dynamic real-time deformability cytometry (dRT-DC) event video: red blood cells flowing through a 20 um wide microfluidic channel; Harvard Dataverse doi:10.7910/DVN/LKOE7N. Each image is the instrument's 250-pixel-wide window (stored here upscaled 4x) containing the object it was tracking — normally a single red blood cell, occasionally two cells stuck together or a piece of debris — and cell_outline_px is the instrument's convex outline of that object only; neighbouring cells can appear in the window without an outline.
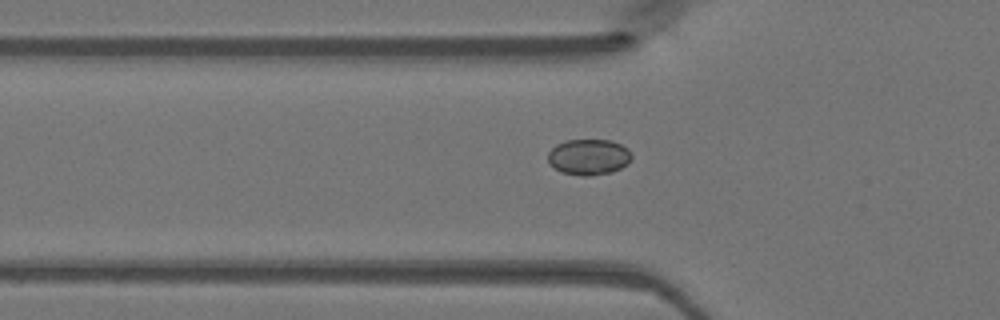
{"species": "Egyptian fruit bat (a non-hibernating species)", "species_latin": "Rousettus aegyptiacus", "temperature_condition": "warm", "stored_images_in_passage": 42, "camera_frame_rate_fps": 3000, "um_per_image_px": 0.085, "animal": {"sex": "female"}, "frame": {"image": 1, "passage_image": 16, "time_ms": 5.0, "image_size_px": [1000, 320], "cell_outline_px": [[632, 156], [628, 164], [612, 172], [588, 176], [584, 176], [560, 172], [548, 164], [548, 152], [556, 144], [568, 140], [612, 140], [628, 148]], "centroid_in_image_um": [50.03, 13.34], "position_along_channel_um": 75.8, "area_um2": 17.63}}
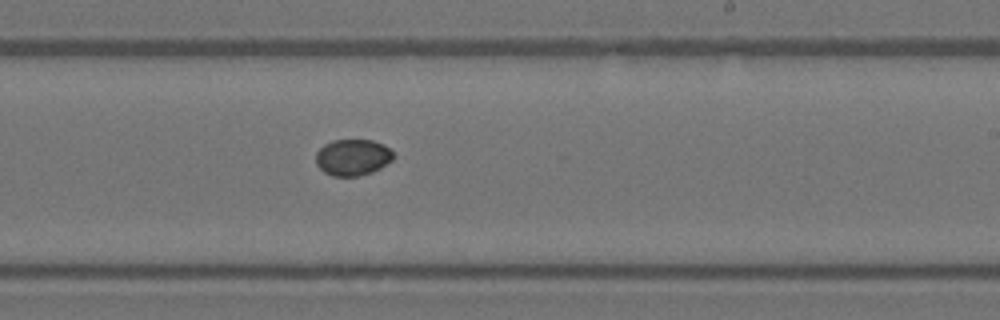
{"frame": {"image": 2, "passage_image": 29, "time_ms": 9.333, "image_size_px": [1000, 320], "cell_outline_px": [[396, 156], [392, 160], [380, 168], [372, 172], [356, 176], [332, 176], [324, 172], [316, 164], [316, 152], [324, 144], [332, 140], [372, 140], [384, 144]], "centroid_in_image_um": [29.97, 13.37], "position_along_channel_um": 259.0, "area_um2": 16.47}}
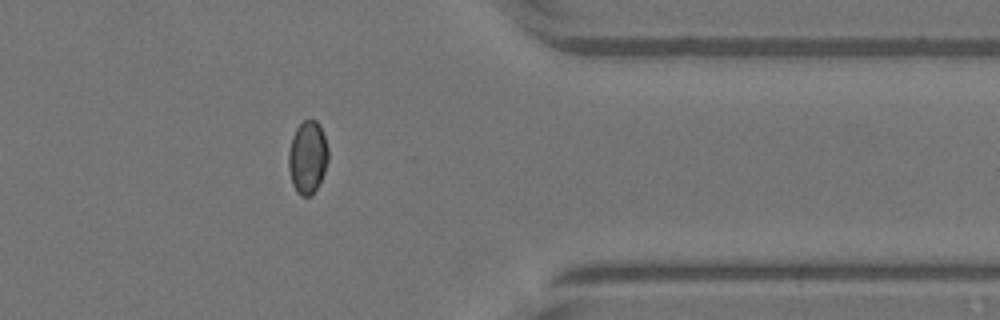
{"frame": {"image": 3, "passage_image": 39, "time_ms": 12.667, "image_size_px": [1000, 320], "cell_outline_px": [[328, 160], [324, 172], [312, 196], [300, 196], [296, 192], [292, 184], [288, 168], [288, 152], [292, 136], [296, 128], [304, 120], [316, 120], [320, 124], [328, 148]], "centroid_in_image_um": [26.13, 13.37], "position_along_channel_um": 385.3, "area_um2": 16.94}}